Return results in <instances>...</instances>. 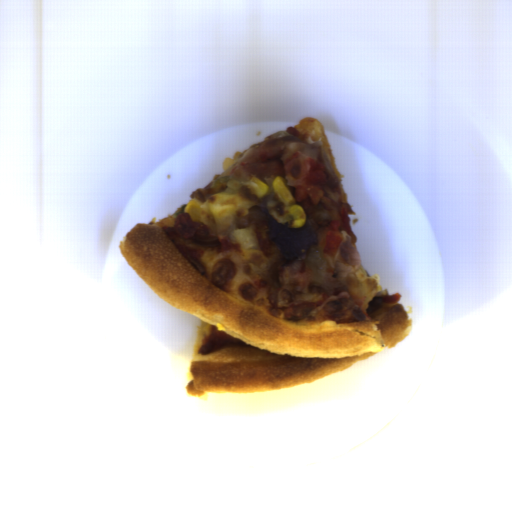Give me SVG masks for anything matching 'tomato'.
Returning a JSON list of instances; mask_svg holds the SVG:
<instances>
[{"instance_id": "tomato-1", "label": "tomato", "mask_w": 512, "mask_h": 512, "mask_svg": "<svg viewBox=\"0 0 512 512\" xmlns=\"http://www.w3.org/2000/svg\"><path fill=\"white\" fill-rule=\"evenodd\" d=\"M323 170L325 165L319 164L308 155H302L299 151L289 159L284 167V180L286 186L295 188L296 202L311 199L313 204H318L324 193L322 184L328 181Z\"/></svg>"}, {"instance_id": "tomato-2", "label": "tomato", "mask_w": 512, "mask_h": 512, "mask_svg": "<svg viewBox=\"0 0 512 512\" xmlns=\"http://www.w3.org/2000/svg\"><path fill=\"white\" fill-rule=\"evenodd\" d=\"M326 227V239L323 245L322 254L335 257L344 238L342 236L341 229H339V224L334 220Z\"/></svg>"}, {"instance_id": "tomato-3", "label": "tomato", "mask_w": 512, "mask_h": 512, "mask_svg": "<svg viewBox=\"0 0 512 512\" xmlns=\"http://www.w3.org/2000/svg\"><path fill=\"white\" fill-rule=\"evenodd\" d=\"M401 295L398 293V294H394V295H390V296H385V297H382V300H383V303H397L400 299Z\"/></svg>"}]
</instances>
